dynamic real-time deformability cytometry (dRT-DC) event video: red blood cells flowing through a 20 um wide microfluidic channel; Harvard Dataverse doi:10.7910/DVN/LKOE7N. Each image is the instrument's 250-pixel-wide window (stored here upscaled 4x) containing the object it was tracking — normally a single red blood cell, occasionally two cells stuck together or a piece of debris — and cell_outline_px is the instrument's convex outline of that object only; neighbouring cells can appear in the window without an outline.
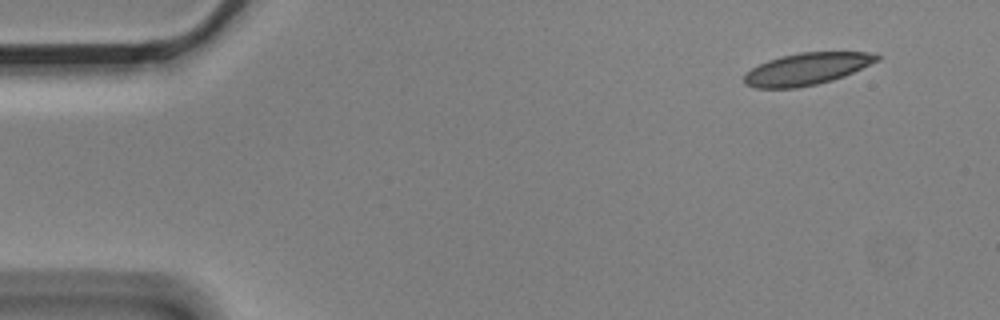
{"species": "Egyptian fruit bat (a non-hibernating species)", "species_latin": "Rousettus aegyptiacus", "temperature_condition": "cold", "stored_images_in_passage": 10, "camera_frame_rate_fps": 3000, "um_per_image_px": 0.085, "animal": {"sex": "male"}, "frame": {"image": 1, "passage_image": 1, "time_ms": 0.0, "image_size_px": [1000, 320], "cell_outline_px": [[880, 60], [844, 76], [832, 80], [816, 84], [796, 88], [756, 88], [744, 84], [744, 76], [752, 68], [768, 60], [780, 56], [800, 52], [868, 52], [880, 56]], "centroid_in_image_um": [68.58, 5.86], "position_along_channel_um": 16.4, "area_um2": 24.62}}
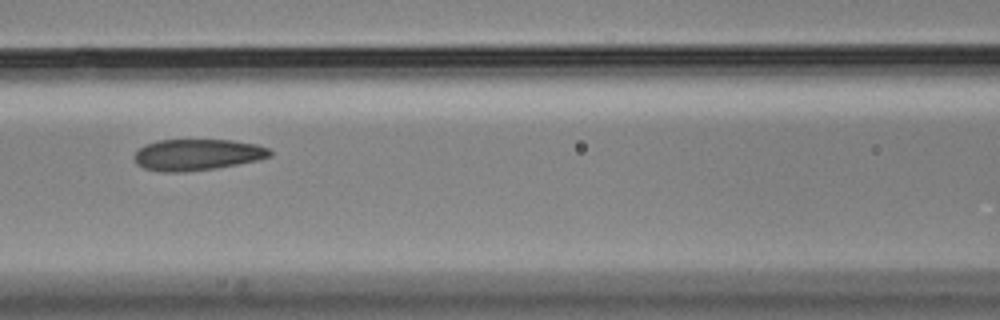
{"frame": {"image": 2, "passage_image": 6, "time_ms": 1.667, "image_size_px": [1000, 320], "cell_outline_px": [[272, 156], [260, 160], [216, 168], [184, 172], [164, 172], [144, 168], [136, 164], [132, 156], [144, 144], [160, 140], [232, 140], [256, 144], [268, 148], [272, 152]], "centroid_in_image_um": [16.76, 13.15], "position_along_channel_um": 149.8, "area_um2": 24.91}}
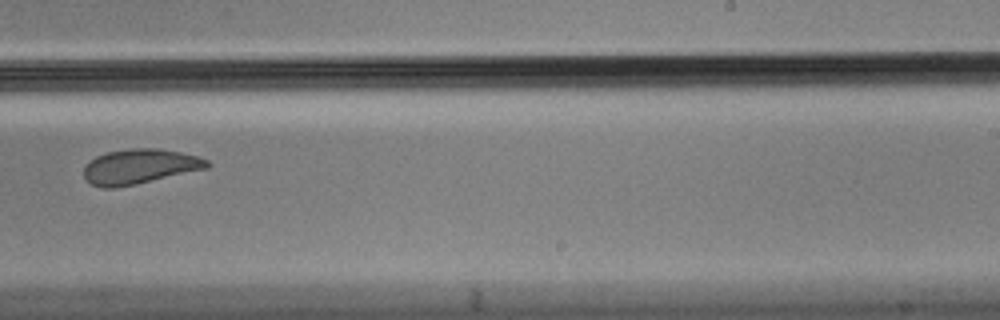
{"frame": {"image": 3, "passage_image": 9, "time_ms": 2.667, "image_size_px": [1000, 320], "cell_outline_px": [[212, 164], [208, 168], [136, 184], [112, 188], [104, 188], [92, 184], [84, 176], [84, 168], [96, 156], [104, 152], [132, 148], [160, 148], [200, 156], [208, 160]], "centroid_in_image_um": [11.92, 14.14], "position_along_channel_um": 277.1, "area_um2": 25.03}}